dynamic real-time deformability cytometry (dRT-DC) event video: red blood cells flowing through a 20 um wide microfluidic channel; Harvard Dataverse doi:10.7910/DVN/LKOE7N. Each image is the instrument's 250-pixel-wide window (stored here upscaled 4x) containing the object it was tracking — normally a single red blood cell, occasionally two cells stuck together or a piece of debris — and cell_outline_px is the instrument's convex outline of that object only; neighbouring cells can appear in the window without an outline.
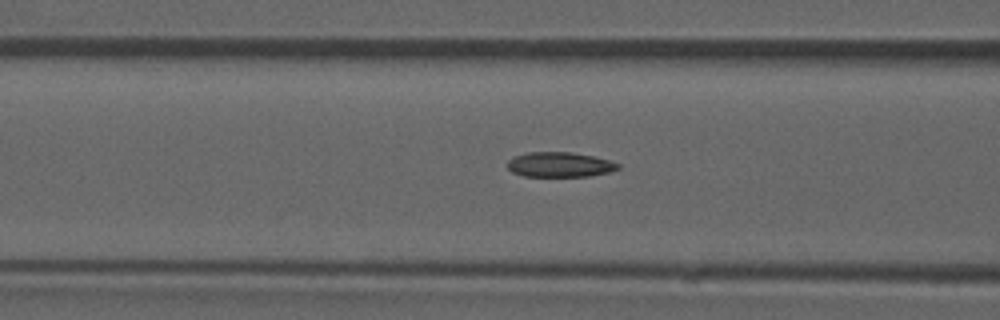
{"species": "common noctule bat (a hibernating species)", "species_latin": "Nyctalus noctula", "temperature_condition": "room temperature", "stored_images_in_passage": 45, "camera_frame_rate_fps": 3000, "um_per_image_px": 0.085, "animal": {"sex": "male", "forearm_length_mm": 52.5}, "frame": {"image": 1, "passage_image": 20, "time_ms": 6.333, "image_size_px": [1000, 320], "cell_outline_px": [[620, 168], [608, 172], [588, 176], [524, 176], [512, 172], [508, 168], [508, 160], [512, 156], [528, 152], [572, 152], [592, 156], [608, 160], [620, 164]], "centroid_in_image_um": [47.54, 13.98], "position_along_channel_um": 119.1, "area_um2": 16.01}}
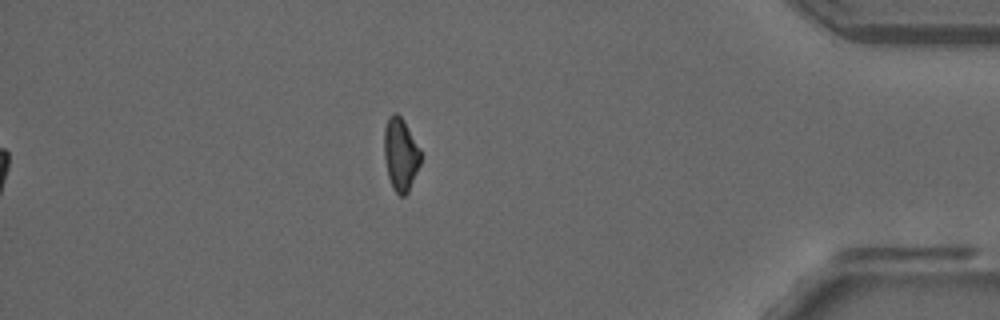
{"frame": {"image": 2, "passage_image": 45, "time_ms": 14.667, "image_size_px": [1000, 320], "cell_outline_px": [[420, 164], [408, 192], [404, 196], [400, 196], [392, 188], [388, 176], [384, 156], [384, 128], [388, 116], [392, 112], [396, 112], [404, 120], [420, 148]], "centroid_in_image_um": [34.03, 13.09], "position_along_channel_um": 401.2, "area_um2": 15.61}, "authors_computed_cell_mechanics": {"area_um2": 16.6464, "velocity_mm_per_s": 3.8782, "shape_relaxation_time_tau1_ms": null, "shape_relaxation_time_tau2_ms": 4.5696, "deformation_change_tau1": null, "deformation_change_tau2": 0.1063}}